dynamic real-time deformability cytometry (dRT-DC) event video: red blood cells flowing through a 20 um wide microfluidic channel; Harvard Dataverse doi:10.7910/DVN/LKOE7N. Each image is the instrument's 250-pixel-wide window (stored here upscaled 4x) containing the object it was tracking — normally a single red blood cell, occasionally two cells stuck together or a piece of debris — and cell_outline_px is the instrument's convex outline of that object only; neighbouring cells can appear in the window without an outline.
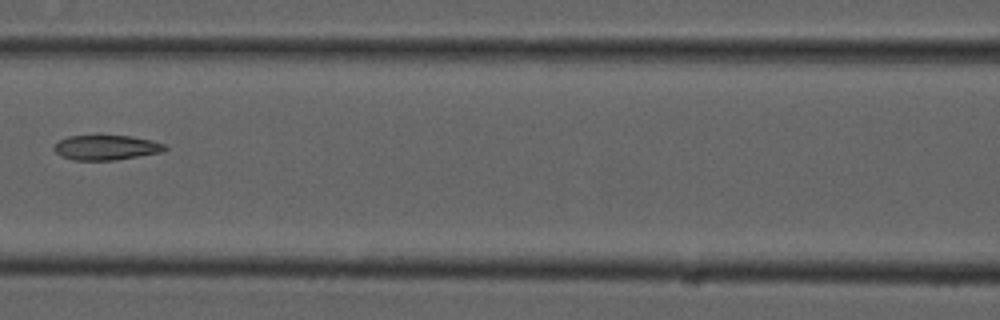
{"species": "common noctule bat (a hibernating species)", "species_latin": "Nyctalus noctula", "temperature_condition": "cold", "stored_images_in_passage": 7, "camera_frame_rate_fps": 3000, "um_per_image_px": 0.085, "animal": {"sex": "male", "forearm_length_mm": 52.5}, "frame": {"image": 1, "passage_image": 6, "time_ms": 1.667, "image_size_px": [1000, 320], "cell_outline_px": [[168, 148], [160, 152], [116, 160], [72, 160], [56, 152], [52, 148], [60, 140], [68, 136], [132, 136], [152, 140], [164, 144]], "centroid_in_image_um": [9.04, 12.54], "position_along_channel_um": 157.6, "area_um2": 15.84}}
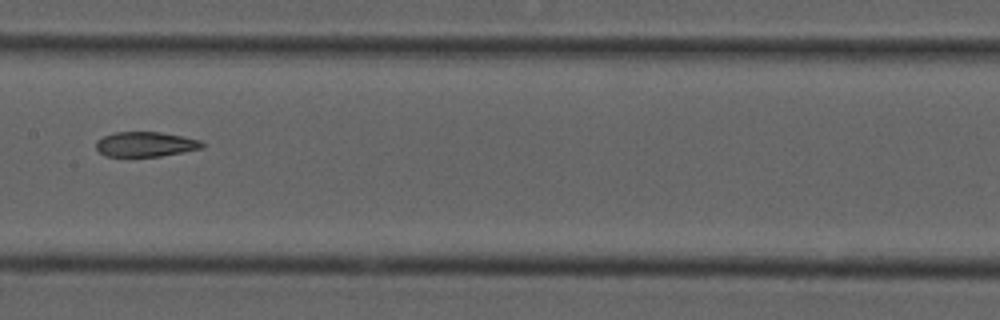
{"frame": {"image": 2, "passage_image": 7, "time_ms": 2.0, "image_size_px": [1000, 320], "cell_outline_px": [[204, 148], [160, 156], [104, 156], [96, 148], [96, 140], [112, 132], [160, 132], [200, 140], [204, 144]], "centroid_in_image_um": [12.34, 12.26], "position_along_channel_um": 195.1, "area_um2": 15.32}}